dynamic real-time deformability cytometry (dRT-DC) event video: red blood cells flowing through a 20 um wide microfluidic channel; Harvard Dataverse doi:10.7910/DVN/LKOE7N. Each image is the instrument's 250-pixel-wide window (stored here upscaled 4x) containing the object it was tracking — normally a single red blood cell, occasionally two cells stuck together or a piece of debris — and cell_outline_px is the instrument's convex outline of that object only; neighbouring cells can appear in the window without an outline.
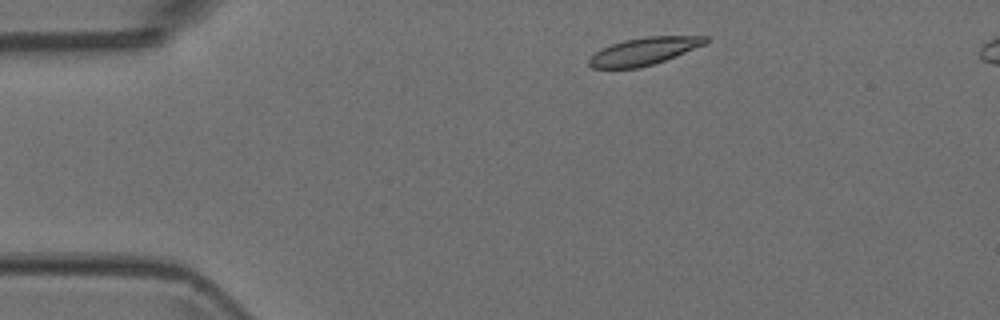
{"species": "Egyptian fruit bat (a non-hibernating species)", "species_latin": "Rousettus aegyptiacus", "temperature_condition": "room temperature", "stored_images_in_passage": 2, "camera_frame_rate_fps": 3000, "um_per_image_px": 0.085, "animal": {"sex": "female"}, "frame": {"image": 1, "passage_image": 1, "time_ms": 0.0, "image_size_px": [1000, 320], "cell_outline_px": [[708, 40], [704, 44], [664, 60], [652, 64], [636, 68], [592, 68], [588, 64], [588, 60], [596, 52], [612, 44], [624, 40], [644, 36], [708, 36]], "centroid_in_image_um": [54.71, 4.35], "position_along_channel_um": 30.3, "area_um2": 18.21}}